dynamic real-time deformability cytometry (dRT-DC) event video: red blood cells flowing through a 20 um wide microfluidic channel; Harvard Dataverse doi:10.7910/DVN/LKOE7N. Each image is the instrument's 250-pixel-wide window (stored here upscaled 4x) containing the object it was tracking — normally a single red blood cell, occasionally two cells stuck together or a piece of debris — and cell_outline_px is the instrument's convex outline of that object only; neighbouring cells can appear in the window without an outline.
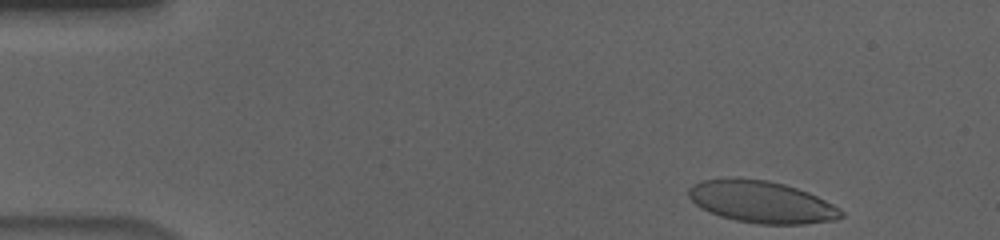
{"species": "human", "species_latin": "Homo sapiens", "temperature_condition": "cold", "stored_images_in_passage": 45, "camera_frame_rate_fps": 3000, "um_per_image_px": 0.085, "donor": {"sex": "male"}, "frame": {"image": 1, "passage_image": 1, "time_ms": 0.0, "image_size_px": [1000, 240], "cell_outline_px": [[844, 216], [836, 220], [804, 224], [756, 224], [736, 220], [720, 216], [700, 208], [688, 196], [688, 188], [692, 184], [700, 180], [736, 176], [768, 180], [784, 184], [808, 192], [840, 208], [844, 212]], "centroid_in_image_um": [64.7, 17.14], "position_along_channel_um": 20.3, "area_um2": 37.74}}
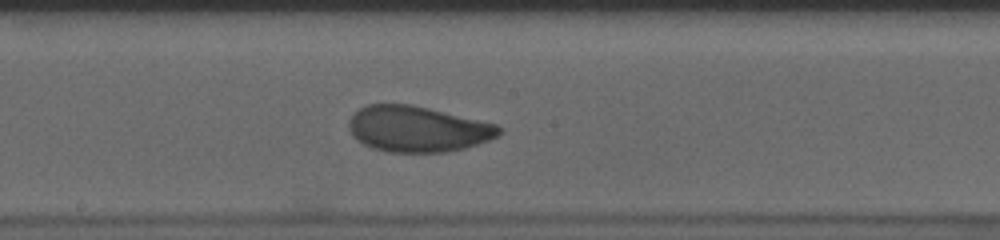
{"frame": {"image": 2, "passage_image": 25, "time_ms": 8.0, "image_size_px": [1000, 240], "cell_outline_px": [[500, 132], [496, 136], [488, 140], [464, 148], [448, 152], [388, 152], [372, 148], [356, 140], [352, 136], [348, 128], [348, 120], [360, 108], [368, 104], [408, 104], [428, 108], [496, 124], [500, 128]], "centroid_in_image_um": [35.43, 10.97], "position_along_channel_um": 212.8, "area_um2": 39.82}}
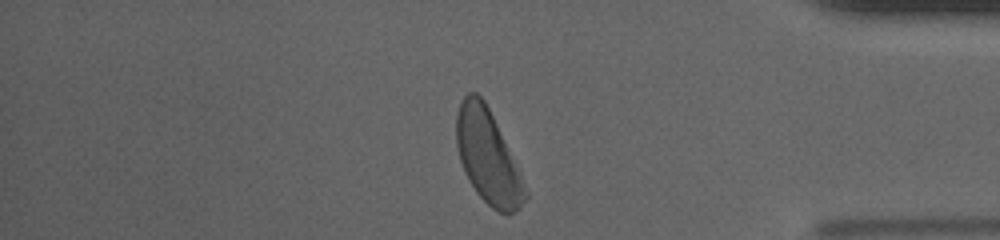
{"frame": {"image": 3, "passage_image": 42, "time_ms": 13.667, "image_size_px": [1000, 240], "cell_outline_px": [[528, 196], [516, 212], [500, 212], [492, 208], [476, 192], [468, 180], [464, 172], [460, 160], [456, 144], [456, 112], [464, 96], [468, 92], [476, 92], [484, 100], [520, 172], [528, 192]], "centroid_in_image_um": [41.44, 13.32], "position_along_channel_um": 393.8, "area_um2": 36.99}, "authors_computed_cell_mechanics": {"area_um2": 39.5352, "velocity_mm_per_s": 3.6386, "shape_relaxation_time_tau1_ms": 3.9811, "shape_relaxation_time_tau2_ms": 0.909, "deformation_change_tau1": 0.1385, "deformation_change_tau2": 0.0565}}